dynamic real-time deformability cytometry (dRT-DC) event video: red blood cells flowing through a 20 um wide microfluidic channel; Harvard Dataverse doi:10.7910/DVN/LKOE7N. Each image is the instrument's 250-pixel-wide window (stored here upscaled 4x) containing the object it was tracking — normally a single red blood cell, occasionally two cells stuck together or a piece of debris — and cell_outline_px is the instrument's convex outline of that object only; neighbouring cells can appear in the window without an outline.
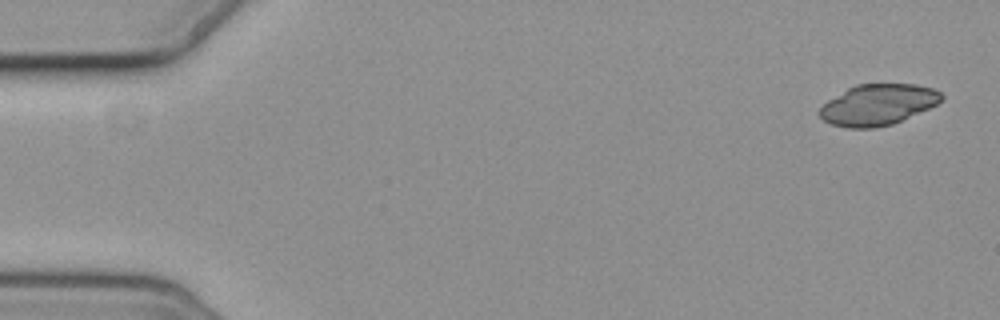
{"species": "common noctule bat (a hibernating species)", "species_latin": "Nyctalus noctula", "temperature_condition": "cold", "stored_images_in_passage": 5, "camera_frame_rate_fps": 3000, "um_per_image_px": 0.085, "animal": {"sex": "female", "body_mass_g": 19.3, "forearm_length_mm": 54.1}, "frame": {"image": 1, "passage_image": 1, "time_ms": 0.0, "image_size_px": [1000, 320], "cell_outline_px": [[944, 96], [936, 104], [928, 108], [892, 124], [876, 128], [848, 128], [832, 124], [824, 120], [820, 116], [820, 108], [828, 100], [848, 88], [856, 84], [916, 84], [932, 88], [940, 92]], "centroid_in_image_um": [74.61, 8.89], "position_along_channel_um": 10.4, "area_um2": 28.73}}